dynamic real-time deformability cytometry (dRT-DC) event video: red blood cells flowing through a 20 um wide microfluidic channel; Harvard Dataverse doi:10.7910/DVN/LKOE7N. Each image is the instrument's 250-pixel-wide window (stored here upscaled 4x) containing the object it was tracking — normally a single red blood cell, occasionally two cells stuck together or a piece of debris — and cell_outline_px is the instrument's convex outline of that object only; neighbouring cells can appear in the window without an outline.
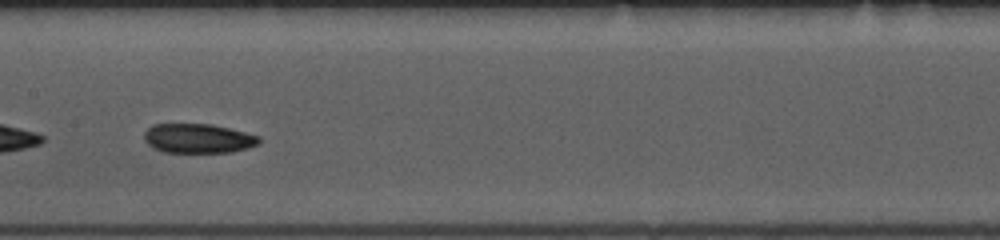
{"species": "common noctule bat (a hibernating species)", "species_latin": "Nyctalus noctula", "temperature_condition": "room temperature", "stored_images_in_passage": 30, "camera_frame_rate_fps": 3000, "um_per_image_px": 0.085, "animal": {"sex": "female", "body_mass_g": 10.0, "forearm_length_mm": 53.1}, "frame": {"image": 1, "passage_image": 13, "time_ms": 4.0, "image_size_px": [1000, 240], "cell_outline_px": [[260, 144], [248, 148], [232, 152], [164, 152], [152, 148], [144, 140], [144, 132], [152, 124], [212, 124], [260, 136]], "centroid_in_image_um": [16.83, 11.77], "position_along_channel_um": 190.6, "area_um2": 19.77}}
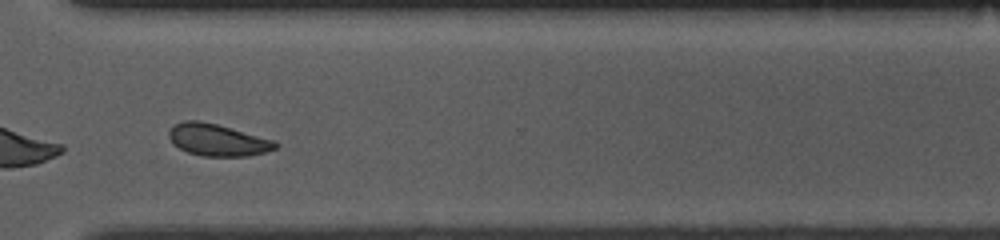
{"frame": {"image": 2, "passage_image": 26, "time_ms": 8.333, "image_size_px": [1000, 240], "cell_outline_px": [[280, 144], [276, 148], [264, 152], [248, 156], [200, 156], [188, 152], [172, 144], [168, 136], [168, 132], [176, 124], [184, 120], [200, 120], [216, 124], [276, 140]], "centroid_in_image_um": [18.5, 11.9], "position_along_channel_um": 352.1, "area_um2": 19.88}, "authors_computed_cell_mechanics": {"area_um2": 20.2589, "velocity_mm_per_s": 3.7274, "shape_relaxation_time_tau1_ms": 7.0576, "shape_relaxation_time_tau2_ms": 4.0788, "deformation_change_tau1": 0.1306, "deformation_change_tau2": 0.0927}}